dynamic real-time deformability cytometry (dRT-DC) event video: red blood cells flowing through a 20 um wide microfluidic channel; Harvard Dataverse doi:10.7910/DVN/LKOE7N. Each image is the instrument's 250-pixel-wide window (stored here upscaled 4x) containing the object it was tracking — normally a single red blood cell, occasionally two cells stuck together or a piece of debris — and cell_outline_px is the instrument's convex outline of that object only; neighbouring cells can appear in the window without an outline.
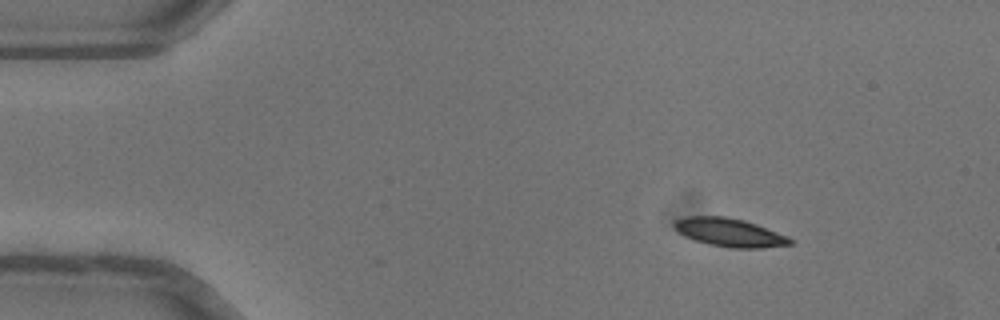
{"species": "common noctule bat (a hibernating species)", "species_latin": "Nyctalus noctula", "temperature_condition": "warm", "stored_images_in_passage": 34, "camera_frame_rate_fps": 3000, "um_per_image_px": 0.085, "animal": {"sex": "female"}, "frame": {"image": 1, "passage_image": 1, "time_ms": 0.0, "image_size_px": [1000, 320], "cell_outline_px": [[792, 244], [764, 248], [732, 248], [708, 244], [684, 236], [672, 224], [676, 220], [688, 216], [724, 216], [744, 220], [756, 224], [788, 236], [792, 240]], "centroid_in_image_um": [62.03, 19.76], "position_along_channel_um": 23.0, "area_um2": 19.02}}
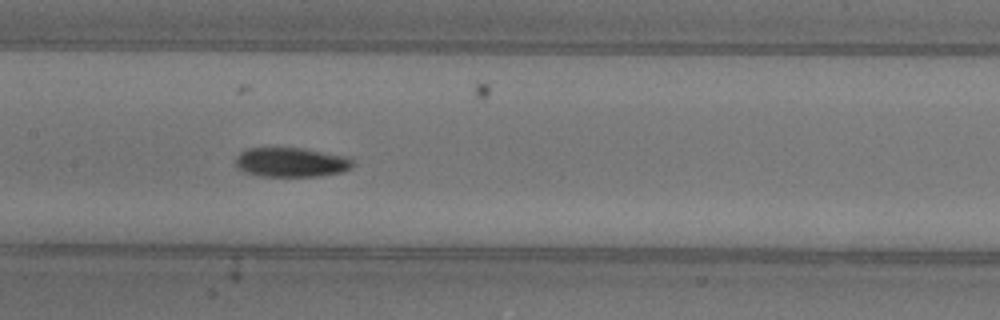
{"frame": {"image": 2, "passage_image": 19, "time_ms": 6.0, "image_size_px": [1000, 320], "cell_outline_px": [[352, 168], [340, 172], [320, 176], [260, 176], [244, 172], [236, 164], [236, 156], [244, 148], [304, 148], [348, 156], [352, 160]], "centroid_in_image_um": [24.75, 13.78], "position_along_channel_um": 182.6, "area_um2": 20.17}}
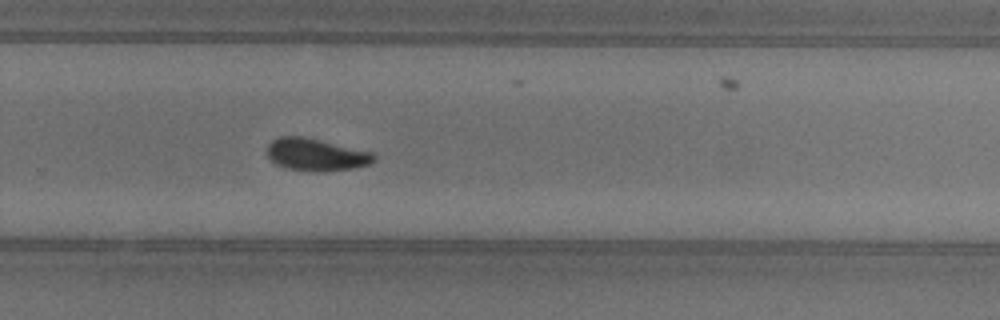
{"frame": {"image": 3, "passage_image": 28, "time_ms": 9.0, "image_size_px": [1000, 320], "cell_outline_px": [[376, 160], [368, 164], [356, 168], [324, 172], [320, 172], [284, 168], [276, 164], [268, 156], [268, 144], [272, 140], [280, 136], [300, 136], [372, 152], [376, 156]], "centroid_in_image_um": [26.87, 13.16], "position_along_channel_um": 302.9, "area_um2": 20.0}, "authors_computed_cell_mechanics": {"area_um2": 20.0277, "velocity_mm_per_s": 4.0313, "shape_relaxation_time_tau1_ms": 3.4214, "shape_relaxation_time_tau2_ms": 5.3724, "deformation_change_tau1": 0.135, "deformation_change_tau2": 0.1052}}